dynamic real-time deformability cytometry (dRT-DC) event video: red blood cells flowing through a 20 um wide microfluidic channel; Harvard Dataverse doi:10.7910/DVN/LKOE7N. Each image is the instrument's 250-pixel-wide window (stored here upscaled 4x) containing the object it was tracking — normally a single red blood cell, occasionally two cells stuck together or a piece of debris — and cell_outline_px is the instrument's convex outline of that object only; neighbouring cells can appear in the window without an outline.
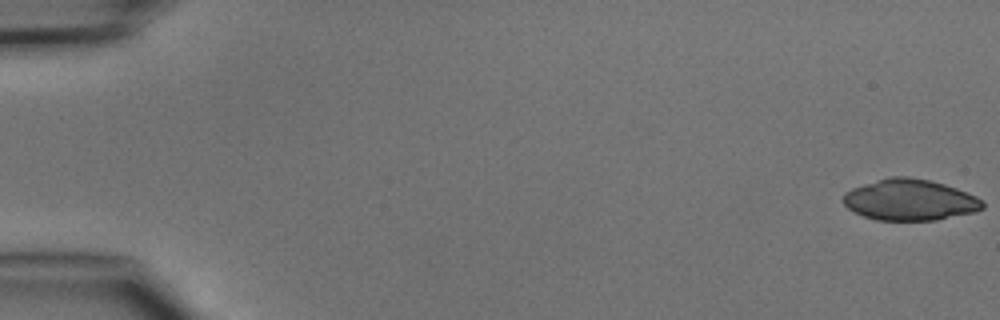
{"species": "common noctule bat (a hibernating species)", "species_latin": "Nyctalus noctula", "temperature_condition": "cold", "stored_images_in_passage": 4, "camera_frame_rate_fps": 3000, "um_per_image_px": 0.085, "animal": {"sex": "male", "body_mass_g": 15.6}, "frame": {"image": 1, "passage_image": 1, "time_ms": 0.0, "image_size_px": [1000, 320], "cell_outline_px": [[984, 208], [976, 212], [936, 220], [876, 220], [864, 216], [848, 208], [844, 204], [844, 192], [852, 188], [864, 184], [892, 176], [908, 176], [928, 180], [944, 184], [956, 188], [976, 196], [984, 200]], "centroid_in_image_um": [77.37, 16.99], "position_along_channel_um": 7.6, "area_um2": 33.35}}